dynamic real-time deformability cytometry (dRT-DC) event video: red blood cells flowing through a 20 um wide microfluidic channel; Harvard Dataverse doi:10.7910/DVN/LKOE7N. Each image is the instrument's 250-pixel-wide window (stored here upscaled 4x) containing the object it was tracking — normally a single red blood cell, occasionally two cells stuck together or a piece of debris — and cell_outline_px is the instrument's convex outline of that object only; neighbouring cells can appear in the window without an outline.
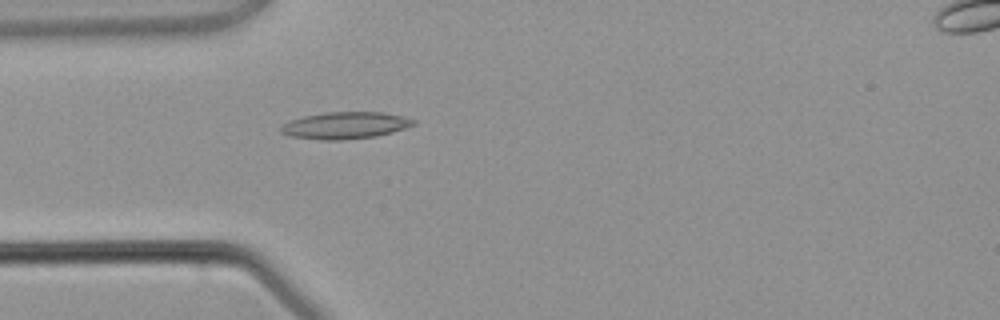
{"species": "common noctule bat (a hibernating species)", "species_latin": "Nyctalus noctula", "temperature_condition": "warm", "stored_images_in_passage": 5, "camera_frame_rate_fps": 3000, "um_per_image_px": 0.085, "animal": {"sex": "male", "body_mass_g": 21.5, "forearm_length_mm": 52.0}, "frame": {"image": 1, "passage_image": 5, "time_ms": 5.667, "image_size_px": [1000, 320], "cell_outline_px": [[416, 124], [392, 132], [376, 136], [340, 140], [320, 140], [288, 136], [280, 132], [280, 128], [284, 124], [292, 120], [304, 116], [324, 112], [380, 112], [400, 116], [416, 120]], "centroid_in_image_um": [29.31, 10.66], "position_along_channel_um": 55.7, "area_um2": 20.63}}